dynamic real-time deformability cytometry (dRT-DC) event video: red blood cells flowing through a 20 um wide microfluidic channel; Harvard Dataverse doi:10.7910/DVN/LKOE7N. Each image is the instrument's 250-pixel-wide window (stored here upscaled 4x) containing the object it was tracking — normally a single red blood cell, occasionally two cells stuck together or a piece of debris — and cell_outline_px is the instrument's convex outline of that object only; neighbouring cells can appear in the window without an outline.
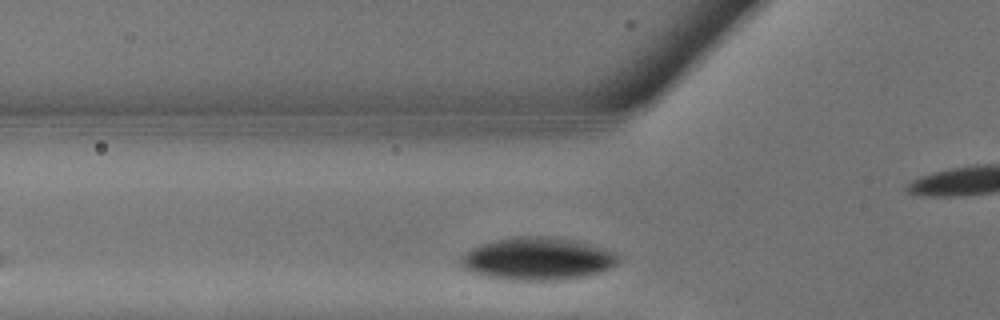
{"species": "common noctule bat (a hibernating species)", "species_latin": "Nyctalus noctula", "temperature_condition": "warm", "stored_images_in_passage": 8, "segment_of_instrument_passage": [2, 3], "camera_frame_rate_fps": 3000, "um_per_image_px": 0.085, "animal": {"sex": "male", "body_mass_g": 13.3}, "frame": {"image": 1, "passage_image": 3, "time_ms": 0.667, "image_size_px": [1000, 320], "cell_outline_px": [[620, 260], [616, 264], [592, 276], [568, 280], [508, 280], [484, 276], [472, 272], [464, 268], [460, 264], [460, 256], [464, 252], [480, 244], [496, 240], [516, 236], [552, 236], [576, 240], [592, 244], [616, 252], [620, 256]], "centroid_in_image_um": [45.72, 22.0], "position_along_channel_um": 80.1, "area_um2": 39.88}}
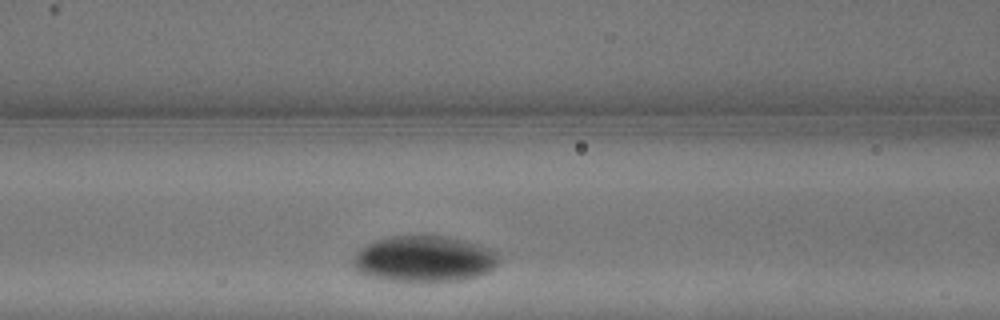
{"frame": {"image": 2, "passage_image": 5, "time_ms": 1.333, "image_size_px": [1000, 320], "cell_outline_px": [[500, 260], [488, 272], [464, 280], [392, 280], [368, 276], [356, 272], [352, 264], [352, 260], [356, 252], [360, 248], [376, 240], [392, 236], [448, 236], [480, 244], [500, 252]], "centroid_in_image_um": [36.07, 21.99], "position_along_channel_um": 130.5, "area_um2": 39.13}}
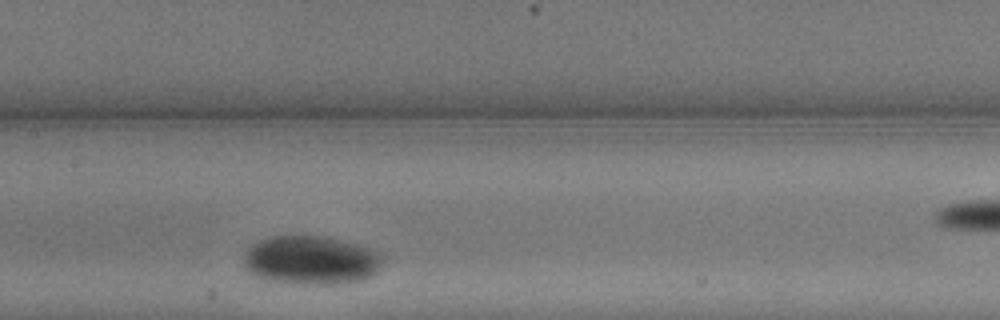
{"frame": {"image": 3, "passage_image": 7, "time_ms": 2.0, "image_size_px": [1000, 320], "cell_outline_px": [[388, 256], [384, 264], [376, 272], [360, 280], [340, 284], [300, 284], [268, 280], [256, 276], [248, 272], [244, 268], [244, 252], [256, 240], [268, 236], [324, 236], [372, 248], [384, 252]], "centroid_in_image_um": [26.47, 22.11], "position_along_channel_um": 180.9, "area_um2": 40.29}}